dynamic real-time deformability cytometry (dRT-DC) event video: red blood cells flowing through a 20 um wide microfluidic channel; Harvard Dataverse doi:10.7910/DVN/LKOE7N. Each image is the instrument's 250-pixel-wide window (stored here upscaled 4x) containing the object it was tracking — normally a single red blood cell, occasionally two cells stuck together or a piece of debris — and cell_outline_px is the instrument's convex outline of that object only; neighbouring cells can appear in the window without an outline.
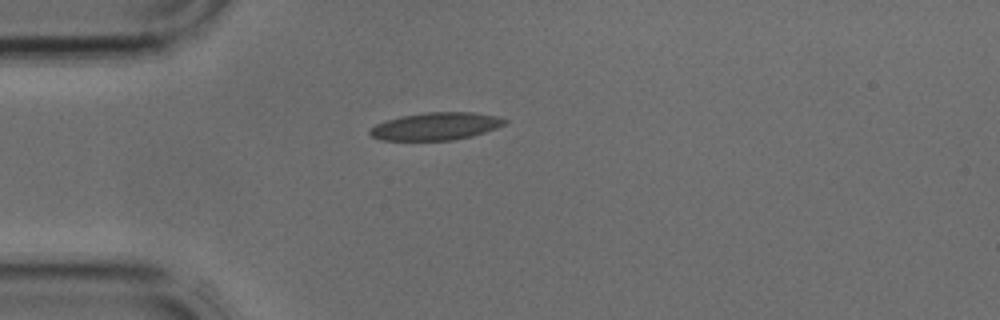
{"species": "common noctule bat (a hibernating species)", "species_latin": "Nyctalus noctula", "temperature_condition": "cold", "stored_images_in_passage": 1, "camera_frame_rate_fps": 3000, "um_per_image_px": 0.085, "animal": {"sex": "male", "body_mass_g": 17.9, "forearm_length_mm": 54.2}, "frame": {"image": 1, "passage_image": 1, "time_ms": 0.0, "image_size_px": [1000, 320], "cell_outline_px": [[508, 120], [504, 124], [496, 128], [472, 136], [452, 140], [380, 140], [372, 136], [368, 132], [376, 124], [400, 116], [428, 112], [472, 112], [496, 116]], "centroid_in_image_um": [37.04, 10.73], "position_along_channel_um": 48.0, "area_um2": 21.44}}